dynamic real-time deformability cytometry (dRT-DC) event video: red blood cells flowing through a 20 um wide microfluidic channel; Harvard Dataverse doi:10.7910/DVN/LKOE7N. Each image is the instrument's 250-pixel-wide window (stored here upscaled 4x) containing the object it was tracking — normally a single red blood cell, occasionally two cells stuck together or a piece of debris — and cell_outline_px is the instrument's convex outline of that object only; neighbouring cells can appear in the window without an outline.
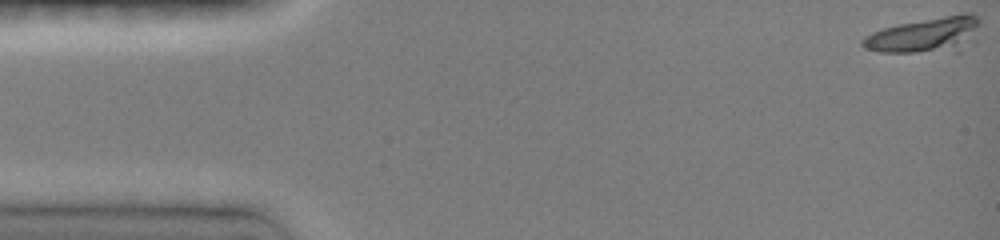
{"species": "common noctule bat (a hibernating species)", "species_latin": "Nyctalus noctula", "temperature_condition": "room temperature", "stored_images_in_passage": 49, "camera_frame_rate_fps": 3000, "um_per_image_px": 0.085, "animal": {"sex": "female", "body_mass_g": 19.0, "forearm_length_mm": 51.5}, "frame": {"image": 1, "passage_image": 1, "time_ms": 0.0, "image_size_px": [1000, 240], "cell_outline_px": [[980, 24], [976, 40], [972, 44], [960, 52], [880, 52], [864, 48], [860, 44], [860, 40], [864, 36], [872, 32], [884, 28], [900, 24], [960, 12], [972, 12], [980, 20]], "centroid_in_image_um": [78.76, 2.98], "position_along_channel_um": 6.2, "area_um2": 25.03}}
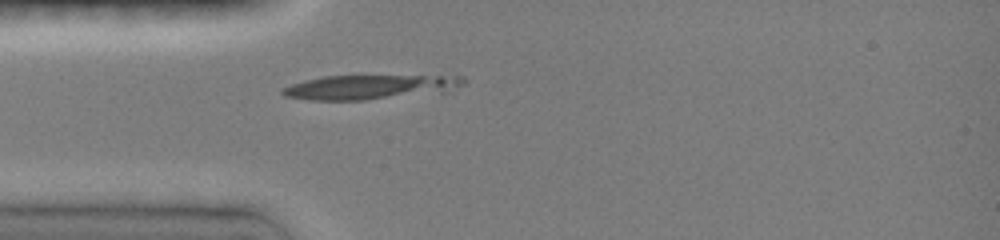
{"frame": {"image": 2, "passage_image": 14, "time_ms": 4.333, "image_size_px": [1000, 240], "cell_outline_px": [[468, 80], [464, 84], [444, 92], [364, 100], [308, 100], [284, 96], [280, 92], [280, 88], [304, 80], [324, 76], [464, 76]], "centroid_in_image_um": [31.41, 7.4], "position_along_channel_um": 53.6, "area_um2": 25.78}}